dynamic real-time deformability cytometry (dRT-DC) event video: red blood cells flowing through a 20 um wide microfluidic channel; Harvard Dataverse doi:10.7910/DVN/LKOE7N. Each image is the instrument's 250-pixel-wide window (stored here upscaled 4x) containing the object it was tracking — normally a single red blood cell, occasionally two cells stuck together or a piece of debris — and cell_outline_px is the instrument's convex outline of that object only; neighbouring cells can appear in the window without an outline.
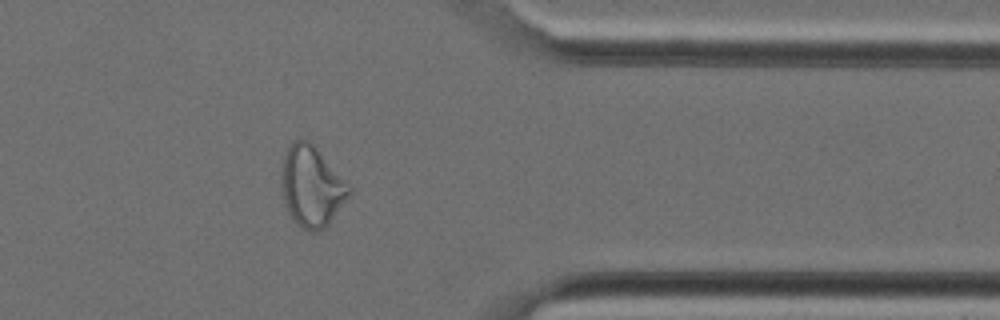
{"species": "Egyptian fruit bat (a non-hibernating species)", "species_latin": "Rousettus aegyptiacus", "temperature_condition": "cold", "stored_images_in_passage": 27, "camera_frame_rate_fps": 3000, "um_per_image_px": 0.085, "animal": {"sex": "female"}, "frame": {"image": 1, "passage_image": 20, "time_ms": 6.333, "image_size_px": [1000, 320], "cell_outline_px": [[352, 192], [328, 224], [324, 228], [316, 232], [308, 232], [296, 224], [292, 220], [284, 204], [280, 184], [280, 176], [284, 152], [292, 140], [308, 140], [316, 148], [352, 188]], "centroid_in_image_um": [26.44, 15.86], "position_along_channel_um": 385.0, "area_um2": 31.96}}